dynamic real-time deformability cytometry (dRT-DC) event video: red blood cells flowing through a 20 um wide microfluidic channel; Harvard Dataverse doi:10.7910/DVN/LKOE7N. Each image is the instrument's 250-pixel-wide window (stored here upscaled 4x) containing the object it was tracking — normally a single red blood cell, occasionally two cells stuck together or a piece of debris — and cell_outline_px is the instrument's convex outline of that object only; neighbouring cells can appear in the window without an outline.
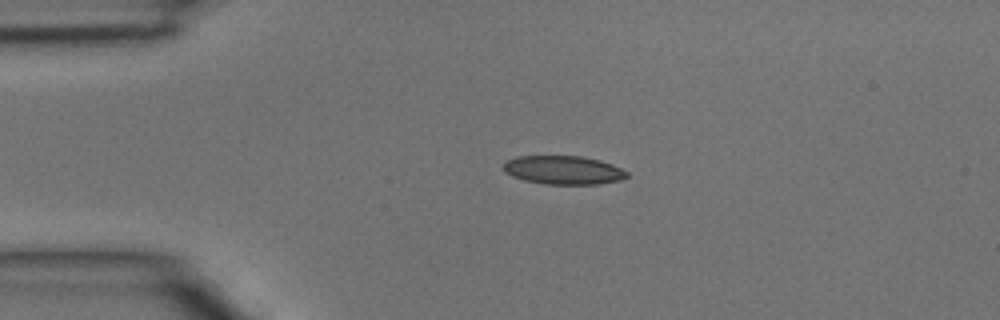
{"species": "common noctule bat (a hibernating species)", "species_latin": "Nyctalus noctula", "temperature_condition": "room temperature", "stored_images_in_passage": 3, "camera_frame_rate_fps": 3000, "um_per_image_px": 0.085, "animal": {"sex": "male", "body_mass_g": 15.6}, "frame": {"image": 1, "passage_image": 1, "time_ms": 0.0, "image_size_px": [1000, 320], "cell_outline_px": [[628, 176], [620, 180], [596, 184], [544, 184], [524, 180], [512, 176], [504, 172], [500, 168], [504, 160], [516, 156], [580, 156], [600, 160], [612, 164], [628, 172]], "centroid_in_image_um": [47.81, 14.45], "position_along_channel_um": 37.2, "area_um2": 20.81}}
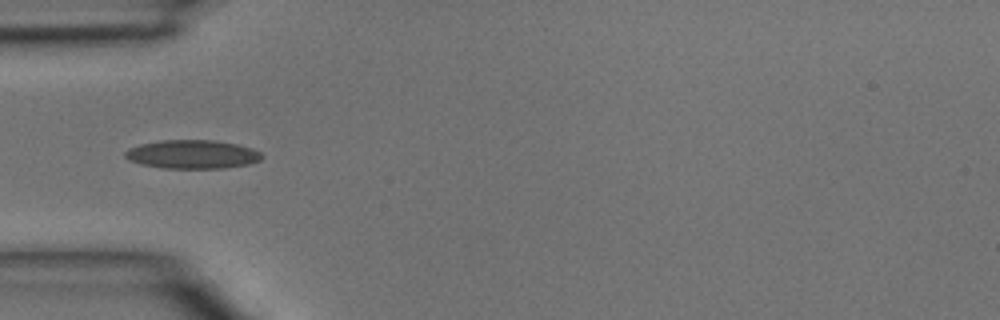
{"frame": {"image": 2, "passage_image": 2, "time_ms": 0.333, "image_size_px": [1000, 320], "cell_outline_px": [[264, 156], [260, 160], [248, 164], [224, 168], [164, 168], [144, 164], [128, 160], [124, 156], [124, 152], [128, 148], [140, 144], [160, 140], [212, 140], [236, 144], [252, 148], [260, 152]], "centroid_in_image_um": [16.34, 13.11], "position_along_channel_um": 68.7, "area_um2": 22.77}}